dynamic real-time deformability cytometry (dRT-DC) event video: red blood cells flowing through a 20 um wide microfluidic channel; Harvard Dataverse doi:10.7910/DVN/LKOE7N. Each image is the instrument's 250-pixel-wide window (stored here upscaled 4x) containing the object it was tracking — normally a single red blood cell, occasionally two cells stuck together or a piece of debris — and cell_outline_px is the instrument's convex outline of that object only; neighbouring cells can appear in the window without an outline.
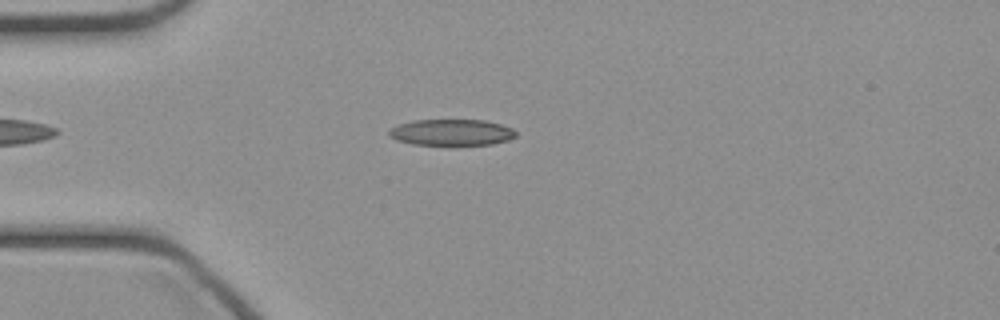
{"species": "common noctule bat (a hibernating species)", "species_latin": "Nyctalus noctula", "temperature_condition": "cold", "stored_images_in_passage": 43, "camera_frame_rate_fps": 3000, "um_per_image_px": 0.085, "animal": {"sex": "female", "body_mass_g": 21.9}, "frame": {"image": 1, "passage_image": 9, "time_ms": 2.667, "image_size_px": [1000, 320], "cell_outline_px": [[516, 136], [508, 140], [492, 144], [448, 148], [412, 144], [396, 140], [388, 136], [388, 128], [412, 120], [484, 120], [500, 124], [512, 128], [516, 132]], "centroid_in_image_um": [38.34, 11.3], "position_along_channel_um": 46.7, "area_um2": 20.46}}
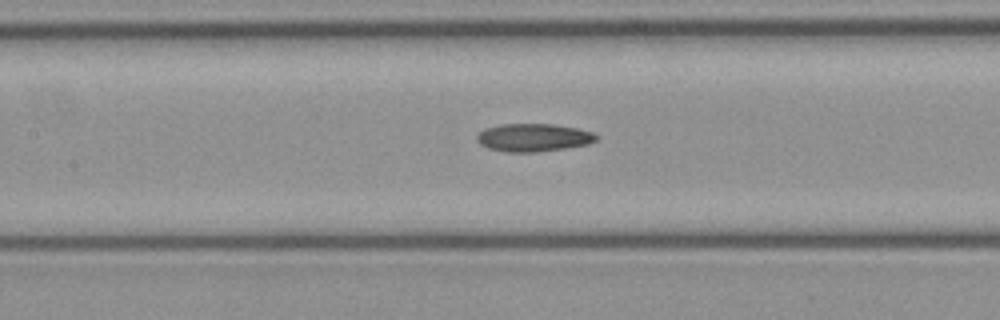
{"frame": {"image": 2, "passage_image": 18, "time_ms": 5.667, "image_size_px": [1000, 320], "cell_outline_px": [[600, 136], [596, 140], [588, 144], [568, 148], [536, 152], [504, 152], [488, 148], [480, 144], [476, 140], [476, 136], [484, 128], [500, 124], [552, 124], [576, 128], [592, 132]], "centroid_in_image_um": [45.33, 11.7], "position_along_channel_um": 162.1, "area_um2": 19.59}}
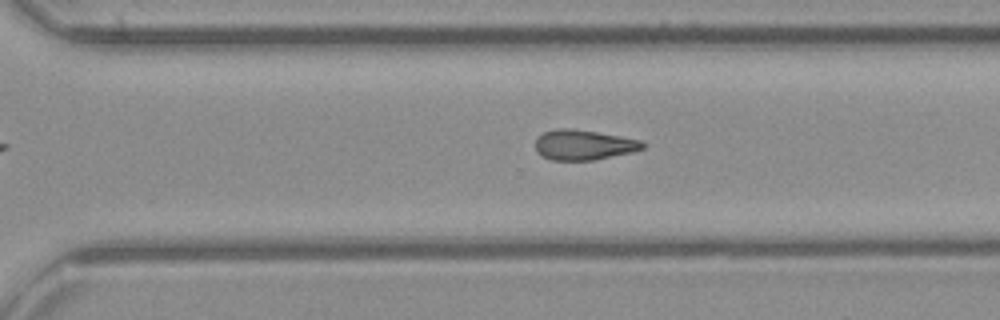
{"frame": {"image": 3, "passage_image": 29, "time_ms": 9.333, "image_size_px": [1000, 320], "cell_outline_px": [[644, 148], [632, 152], [592, 160], [552, 160], [536, 152], [536, 136], [544, 132], [560, 128], [568, 128], [596, 132], [620, 136], [640, 140], [644, 144]], "centroid_in_image_um": [49.58, 12.31], "position_along_channel_um": 321.0, "area_um2": 18.61}}